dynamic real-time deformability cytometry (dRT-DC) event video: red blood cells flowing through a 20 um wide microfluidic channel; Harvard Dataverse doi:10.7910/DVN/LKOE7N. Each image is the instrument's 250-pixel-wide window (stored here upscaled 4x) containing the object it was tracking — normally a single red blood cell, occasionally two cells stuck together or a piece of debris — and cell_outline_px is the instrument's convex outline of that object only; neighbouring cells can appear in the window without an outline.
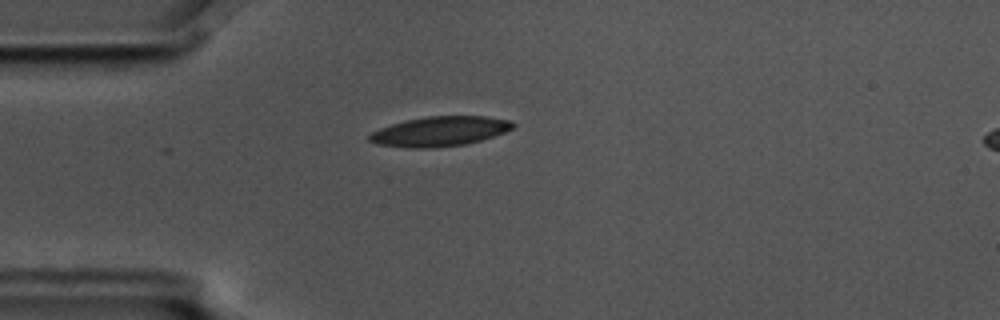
{"species": "common noctule bat (a hibernating species)", "species_latin": "Nyctalus noctula", "temperature_condition": "cold", "stored_images_in_passage": 6, "camera_frame_rate_fps": 3000, "um_per_image_px": 0.085, "animal": {"sex": "male", "body_mass_g": 17.5, "forearm_length_mm": 52.3}, "frame": {"image": 1, "passage_image": 6, "time_ms": 1.667, "image_size_px": [1000, 320], "cell_outline_px": [[516, 128], [480, 140], [464, 144], [428, 148], [404, 148], [376, 144], [368, 140], [368, 136], [372, 132], [380, 128], [404, 120], [428, 116], [488, 116], [512, 120], [516, 124]], "centroid_in_image_um": [37.39, 11.16], "position_along_channel_um": 47.6, "area_um2": 25.03}}